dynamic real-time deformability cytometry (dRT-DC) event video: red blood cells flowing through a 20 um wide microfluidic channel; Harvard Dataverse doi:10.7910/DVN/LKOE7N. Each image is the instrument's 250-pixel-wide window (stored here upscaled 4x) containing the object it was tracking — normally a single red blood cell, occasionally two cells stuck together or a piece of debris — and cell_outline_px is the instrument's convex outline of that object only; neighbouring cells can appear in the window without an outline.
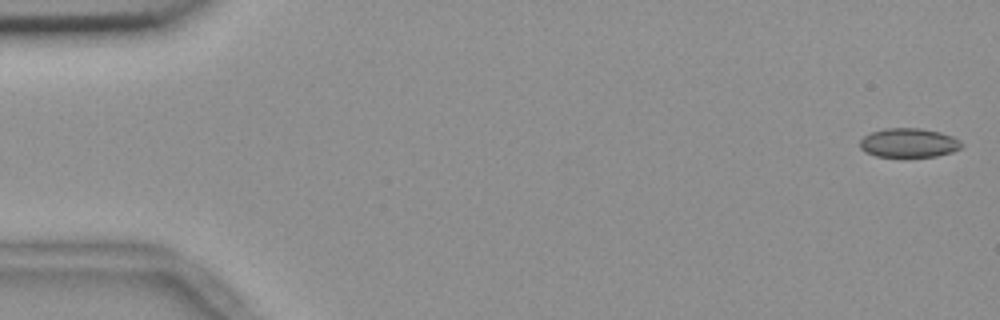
{"species": "common noctule bat (a hibernating species)", "species_latin": "Nyctalus noctula", "temperature_condition": "room temperature", "stored_images_in_passage": 5, "segment_of_instrument_passage": [2, 2], "camera_frame_rate_fps": 3000, "um_per_image_px": 0.085, "animal": {"sex": "female", "body_mass_g": 18.4}, "frame": {"image": 1, "passage_image": 5, "time_ms": 1.333, "image_size_px": [1000, 320], "cell_outline_px": [[964, 144], [960, 148], [952, 152], [936, 156], [876, 156], [864, 152], [860, 148], [860, 140], [864, 136], [872, 132], [884, 128], [920, 128], [940, 132], [952, 136], [960, 140]], "centroid_in_image_um": [77.25, 12.13], "position_along_channel_um": 7.8, "area_um2": 17.22}}